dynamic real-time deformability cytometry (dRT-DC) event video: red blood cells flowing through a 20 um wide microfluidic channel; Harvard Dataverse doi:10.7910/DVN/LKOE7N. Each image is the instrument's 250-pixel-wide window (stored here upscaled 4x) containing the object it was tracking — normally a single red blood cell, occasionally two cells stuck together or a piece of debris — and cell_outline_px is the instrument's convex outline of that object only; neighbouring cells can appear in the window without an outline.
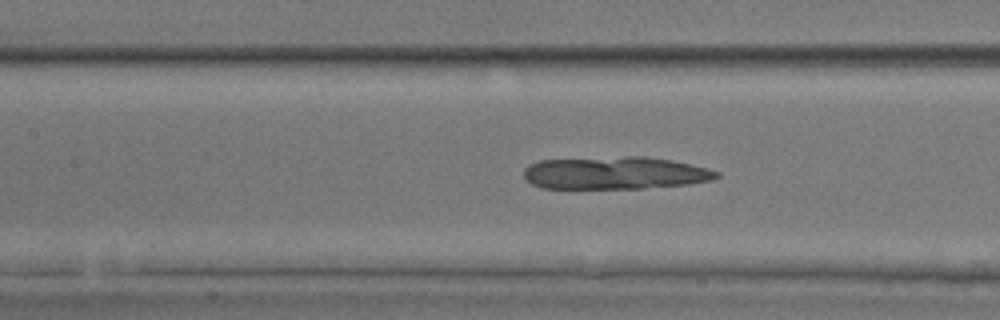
{"species": "common noctule bat (a hibernating species)", "species_latin": "Nyctalus noctula", "temperature_condition": "room temperature", "stored_images_in_passage": 50, "camera_frame_rate_fps": 3000, "um_per_image_px": 0.085, "animal": {"sex": "male", "body_mass_g": 17.9, "forearm_length_mm": 54.2}, "frame": {"image": 1, "passage_image": 24, "time_ms": 7.667, "image_size_px": [1000, 320], "cell_outline_px": [[720, 176], [712, 180], [688, 184], [644, 188], [540, 188], [532, 184], [524, 176], [524, 168], [528, 164], [540, 160], [628, 156], [648, 156], [672, 160], [708, 168], [720, 172]], "centroid_in_image_um": [52.29, 14.7], "position_along_channel_um": 155.1, "area_um2": 36.76}}
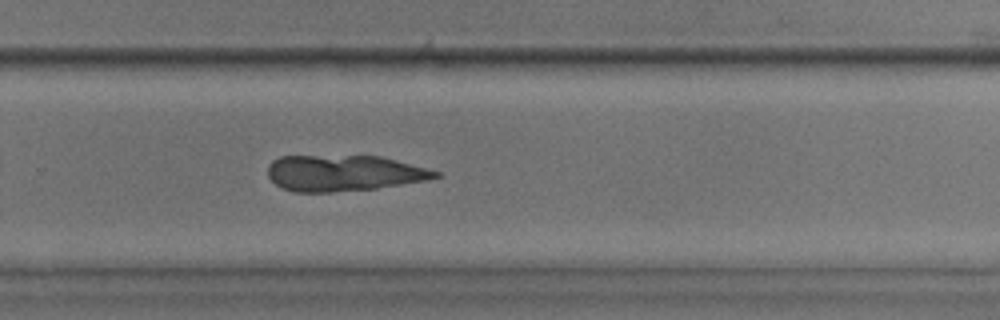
{"frame": {"image": 2, "passage_image": 35, "time_ms": 11.333, "image_size_px": [1000, 320], "cell_outline_px": [[440, 176], [424, 180], [376, 188], [332, 192], [296, 192], [284, 188], [276, 184], [268, 176], [268, 164], [272, 160], [280, 156], [380, 156], [396, 160], [440, 172]], "centroid_in_image_um": [29.17, 14.71], "position_along_channel_um": 300.6, "area_um2": 34.8}}
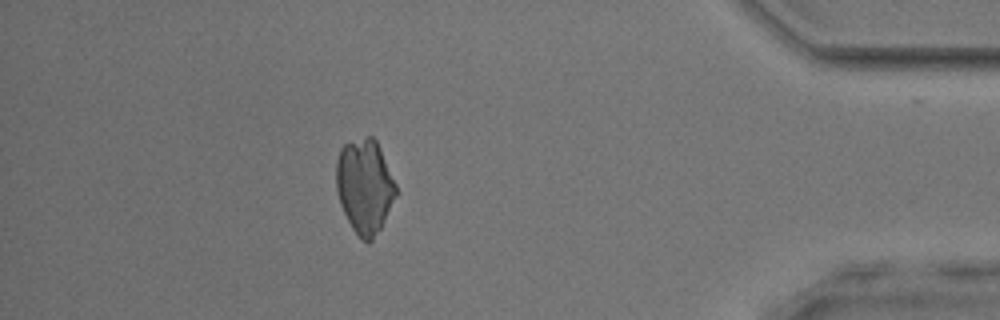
{"frame": {"image": 3, "passage_image": 46, "time_ms": 15.0, "image_size_px": [1000, 320], "cell_outline_px": [[396, 196], [380, 228], [372, 240], [368, 244], [360, 240], [352, 228], [340, 204], [336, 188], [336, 160], [340, 148], [344, 144], [368, 136], [372, 136], [376, 140], [380, 148], [396, 184]], "centroid_in_image_um": [30.98, 15.84], "position_along_channel_um": 404.2, "area_um2": 32.71}}